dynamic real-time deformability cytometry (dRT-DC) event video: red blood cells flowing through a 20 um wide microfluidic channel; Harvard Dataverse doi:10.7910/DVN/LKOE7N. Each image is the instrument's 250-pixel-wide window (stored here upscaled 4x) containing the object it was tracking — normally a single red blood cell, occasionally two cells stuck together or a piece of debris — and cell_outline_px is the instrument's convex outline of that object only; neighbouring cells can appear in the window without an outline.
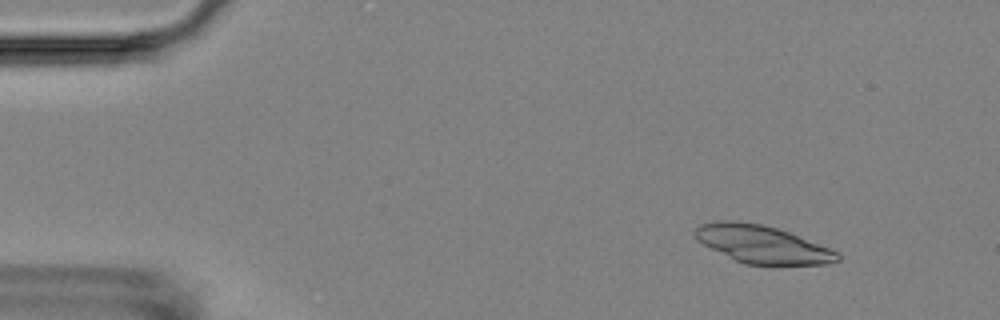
{"species": "Egyptian fruit bat (a non-hibernating species)", "species_latin": "Rousettus aegyptiacus", "temperature_condition": "room temperature", "stored_images_in_passage": 4, "camera_frame_rate_fps": 3000, "um_per_image_px": 0.085, "animal": {"sex": "female"}, "frame": {"image": 1, "passage_image": 1, "time_ms": 0.0, "image_size_px": [1000, 320], "cell_outline_px": [[840, 260], [828, 264], [772, 268], [744, 264], [696, 240], [692, 232], [700, 224], [716, 220], [736, 220], [764, 224], [788, 232], [840, 252]], "centroid_in_image_um": [64.83, 20.81], "position_along_channel_um": 20.2, "area_um2": 32.37}}